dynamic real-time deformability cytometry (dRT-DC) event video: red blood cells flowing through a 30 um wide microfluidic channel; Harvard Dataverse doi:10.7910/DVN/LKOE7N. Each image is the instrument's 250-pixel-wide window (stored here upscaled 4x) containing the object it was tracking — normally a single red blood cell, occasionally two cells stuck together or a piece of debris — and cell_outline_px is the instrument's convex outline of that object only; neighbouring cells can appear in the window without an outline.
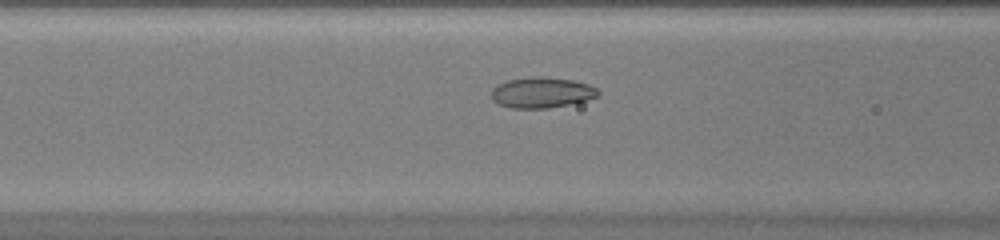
{"species": "common noctule bat (a hibernating species)", "species_latin": "Nyctalus noctula", "temperature_condition": "warm", "stored_images_in_passage": 45, "camera_frame_rate_fps": 3000, "um_per_image_px": 0.085, "animal": {"sex": "female", "body_mass_g": 20.0, "forearm_length_mm": 54.0}, "frame": {"image": 1, "passage_image": 15, "time_ms": 4.667, "image_size_px": [1000, 240], "cell_outline_px": [[600, 96], [568, 104], [548, 108], [512, 108], [500, 104], [492, 100], [492, 88], [508, 80], [532, 76], [540, 76], [572, 80], [588, 84], [596, 88], [600, 92]], "centroid_in_image_um": [46.05, 7.86], "position_along_channel_um": 120.5, "area_um2": 18.9}}
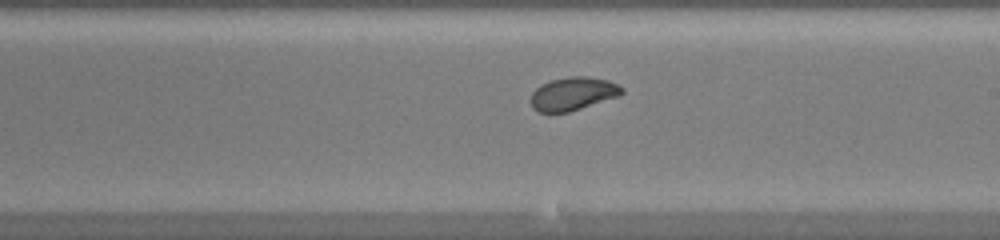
{"frame": {"image": 2, "passage_image": 24, "time_ms": 7.667, "image_size_px": [1000, 240], "cell_outline_px": [[624, 92], [620, 96], [568, 112], [540, 112], [532, 108], [528, 100], [532, 92], [540, 84], [552, 80], [568, 76], [588, 76], [608, 80], [624, 88]], "centroid_in_image_um": [48.68, 7.96], "position_along_channel_um": 240.3, "area_um2": 17.86}}
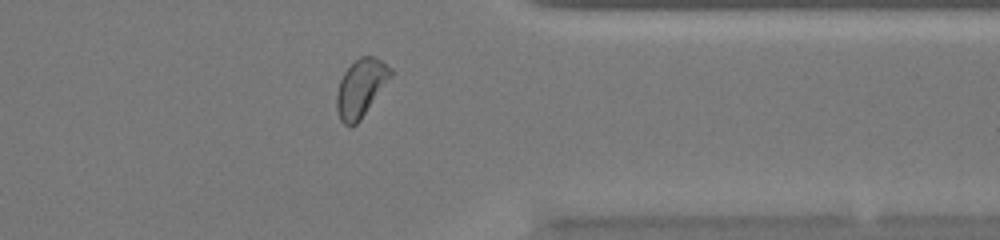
{"frame": {"image": 3, "passage_image": 35, "time_ms": 11.333, "image_size_px": [1000, 240], "cell_outline_px": [[392, 76], [360, 120], [356, 124], [348, 128], [340, 120], [336, 108], [336, 92], [340, 80], [344, 72], [360, 56], [376, 56], [392, 68]], "centroid_in_image_um": [30.66, 7.48], "position_along_channel_um": 380.7, "area_um2": 18.21}, "authors_computed_cell_mechanics": {"area_um2": 18.6694, "velocity_mm_per_s": 4.0028, "shape_relaxation_time_tau1_ms": 2.7983, "shape_relaxation_time_tau2_ms": 1.953, "deformation_change_tau1": 0.105, "deformation_change_tau2": 0.0647}}